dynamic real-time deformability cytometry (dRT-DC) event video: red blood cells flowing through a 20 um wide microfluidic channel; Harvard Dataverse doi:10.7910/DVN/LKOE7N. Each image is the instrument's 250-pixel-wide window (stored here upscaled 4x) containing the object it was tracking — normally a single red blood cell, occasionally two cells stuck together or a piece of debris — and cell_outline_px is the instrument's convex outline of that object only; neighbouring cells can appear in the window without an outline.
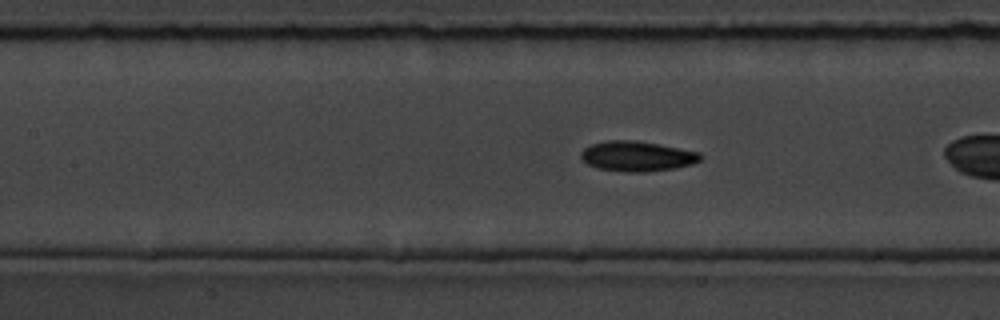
{"species": "common noctule bat (a hibernating species)", "species_latin": "Nyctalus noctula", "temperature_condition": "room temperature", "stored_images_in_passage": 29, "camera_frame_rate_fps": 3000, "um_per_image_px": 0.085, "animal": {"sex": "male", "body_mass_g": 19.5, "forearm_length_mm": 54.6}, "frame": {"image": 1, "passage_image": 9, "time_ms": 2.667, "image_size_px": [1000, 320], "cell_outline_px": [[704, 156], [700, 160], [692, 164], [676, 168], [648, 172], [628, 172], [596, 168], [588, 164], [580, 156], [580, 152], [584, 148], [592, 144], [608, 140], [636, 140], [700, 152]], "centroid_in_image_um": [54.16, 13.28], "position_along_channel_um": 153.2, "area_um2": 21.04}}